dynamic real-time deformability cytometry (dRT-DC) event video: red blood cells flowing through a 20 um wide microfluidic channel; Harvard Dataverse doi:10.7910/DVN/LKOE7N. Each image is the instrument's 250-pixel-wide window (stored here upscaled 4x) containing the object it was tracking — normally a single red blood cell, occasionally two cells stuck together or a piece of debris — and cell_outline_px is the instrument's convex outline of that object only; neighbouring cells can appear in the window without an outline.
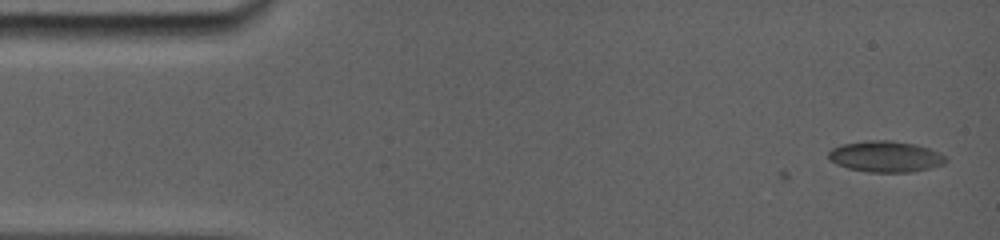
{"species": "common noctule bat (a hibernating species)", "species_latin": "Nyctalus noctula", "temperature_condition": "room temperature", "stored_images_in_passage": 30, "camera_frame_rate_fps": 5000, "um_per_image_px": 0.085, "animal": {"sex": "female", "body_mass_g": 19.0, "forearm_length_mm": 56.7}, "frame": {"image": 1, "passage_image": 1, "time_ms": 0.0, "image_size_px": [1000, 240], "cell_outline_px": [[932, 164], [924, 168], [904, 172], [872, 172], [848, 168], [832, 160], [828, 156], [836, 148], [848, 144], [908, 144], [920, 148], [932, 160]], "centroid_in_image_um": [74.91, 13.39], "position_along_channel_um": 10.1, "area_um2": 17.05}}
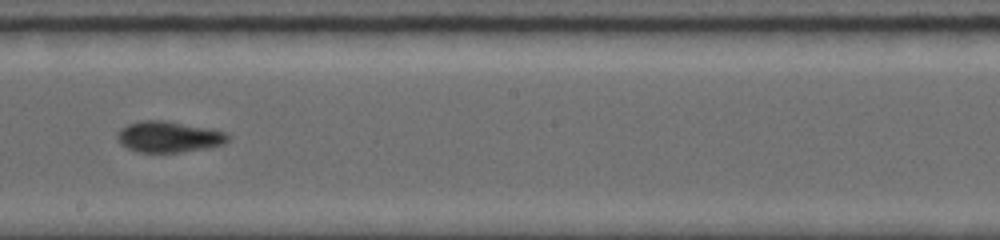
{"frame": {"image": 2, "passage_image": 18, "time_ms": 8.8, "image_size_px": [1000, 240], "cell_outline_px": [[232, 136], [224, 144], [208, 148], [184, 152], [140, 152], [128, 148], [120, 144], [116, 136], [120, 128], [128, 124], [140, 120], [164, 120], [208, 128], [224, 132]], "centroid_in_image_um": [14.34, 11.63], "position_along_channel_um": 233.9, "area_um2": 20.11}}
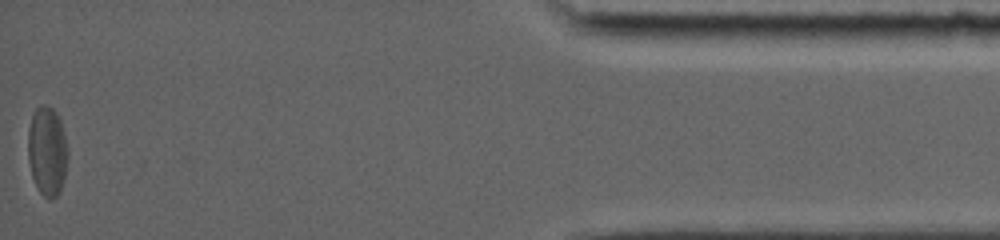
{"frame": {"image": 3, "passage_image": 30, "time_ms": 15.8, "image_size_px": [1000, 240], "cell_outline_px": [[68, 156], [64, 176], [60, 192], [52, 200], [48, 200], [40, 192], [32, 176], [28, 160], [28, 128], [32, 116], [36, 108], [40, 104], [44, 104], [52, 108], [56, 112], [60, 120], [68, 148]], "centroid_in_image_um": [4.01, 12.84], "position_along_channel_um": 431.2, "area_um2": 20.81}, "authors_computed_cell_mechanics": {"area_um2": 19.2474, "velocity_mm_per_s": 3.8137, "shape_relaxation_time_tau1_ms": null, "shape_relaxation_time_tau2_ms": 1.4494, "deformation_change_tau1": null, "deformation_change_tau2": 0.0552}}